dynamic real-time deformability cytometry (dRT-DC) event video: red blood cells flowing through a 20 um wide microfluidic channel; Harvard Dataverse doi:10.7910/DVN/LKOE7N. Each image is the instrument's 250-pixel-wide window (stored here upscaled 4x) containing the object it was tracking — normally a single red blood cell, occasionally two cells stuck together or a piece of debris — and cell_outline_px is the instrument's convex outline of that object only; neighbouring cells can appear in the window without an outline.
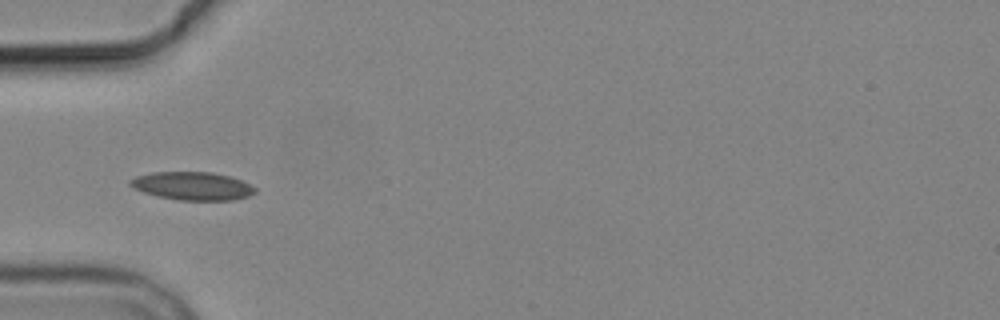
{"species": "common noctule bat (a hibernating species)", "species_latin": "Nyctalus noctula", "temperature_condition": "cold", "stored_images_in_passage": 2, "camera_frame_rate_fps": 3000, "um_per_image_px": 0.085, "animal": {"sex": "male", "body_mass_g": 19.2, "forearm_length_mm": 51.8}, "frame": {"image": 1, "passage_image": 2, "time_ms": 1.333, "image_size_px": [1000, 320], "cell_outline_px": [[256, 192], [248, 196], [232, 200], [180, 200], [160, 196], [144, 192], [132, 188], [128, 184], [128, 180], [136, 176], [152, 172], [212, 172], [228, 176], [240, 180], [256, 188]], "centroid_in_image_um": [16.32, 15.8], "position_along_channel_um": 68.7, "area_um2": 20.35}}